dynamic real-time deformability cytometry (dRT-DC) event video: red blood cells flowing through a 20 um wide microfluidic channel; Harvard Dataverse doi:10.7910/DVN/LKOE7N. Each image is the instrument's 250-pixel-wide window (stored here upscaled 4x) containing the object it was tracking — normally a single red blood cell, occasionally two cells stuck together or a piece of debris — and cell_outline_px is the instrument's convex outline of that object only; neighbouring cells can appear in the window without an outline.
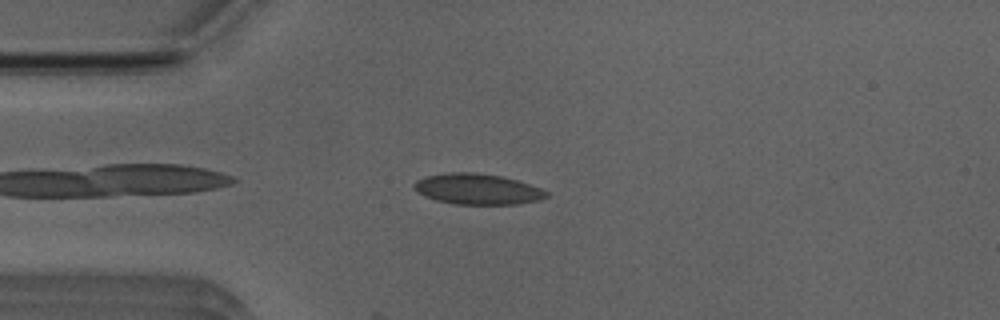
{"species": "Egyptian fruit bat (a non-hibernating species)", "species_latin": "Rousettus aegyptiacus", "temperature_condition": "room temperature", "stored_images_in_passage": 21, "camera_frame_rate_fps": 3000, "um_per_image_px": 0.085, "animal": {"sex": "male"}, "frame": {"image": 1, "passage_image": 3, "time_ms": 0.667, "image_size_px": [1000, 320], "cell_outline_px": [[548, 196], [540, 200], [516, 204], [452, 204], [436, 200], [424, 196], [412, 184], [416, 180], [428, 176], [452, 172], [476, 172], [500, 176], [516, 180], [540, 188], [548, 192]], "centroid_in_image_um": [40.59, 16.08], "position_along_channel_um": 44.4, "area_um2": 23.47}}
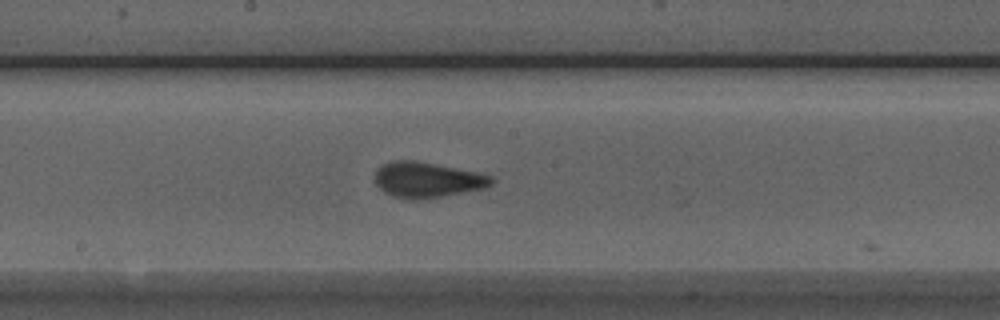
{"frame": {"image": 2, "passage_image": 17, "time_ms": 5.333, "image_size_px": [1000, 320], "cell_outline_px": [[496, 180], [492, 184], [484, 188], [440, 196], [416, 200], [408, 200], [392, 196], [384, 192], [376, 184], [376, 172], [384, 164], [392, 160], [416, 160], [476, 172], [492, 176]], "centroid_in_image_um": [36.31, 15.28], "position_along_channel_um": 211.9, "area_um2": 23.87}}
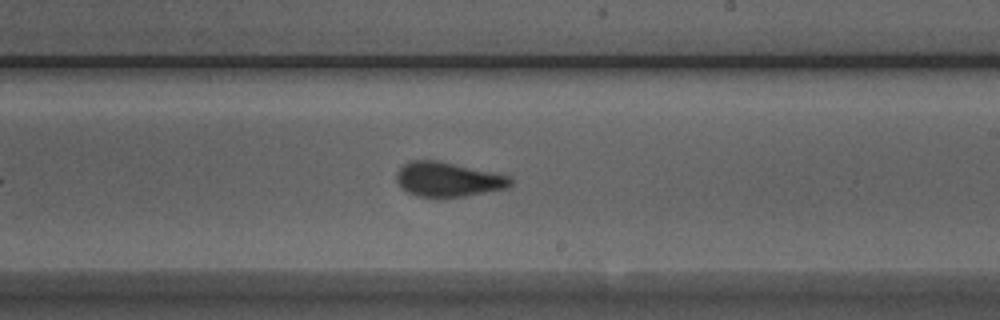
{"frame": {"image": 3, "passage_image": 20, "time_ms": 6.333, "image_size_px": [1000, 320], "cell_outline_px": [[512, 184], [508, 188], [464, 196], [436, 200], [416, 196], [408, 192], [396, 180], [396, 172], [408, 160], [436, 160], [508, 176], [512, 180]], "centroid_in_image_um": [38.03, 15.28], "position_along_channel_um": 251.0, "area_um2": 23.12}}